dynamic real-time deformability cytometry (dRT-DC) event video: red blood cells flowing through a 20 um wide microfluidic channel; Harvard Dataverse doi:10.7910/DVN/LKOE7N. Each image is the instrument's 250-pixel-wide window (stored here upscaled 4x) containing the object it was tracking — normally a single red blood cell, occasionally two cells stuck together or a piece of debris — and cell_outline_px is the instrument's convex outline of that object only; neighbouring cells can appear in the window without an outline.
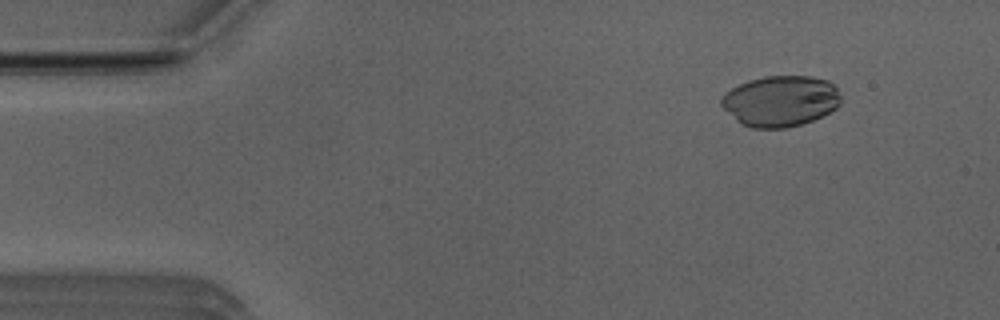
{"species": "Egyptian fruit bat (a non-hibernating species)", "species_latin": "Rousettus aegyptiacus", "temperature_condition": "room temperature", "stored_images_in_passage": 52, "camera_frame_rate_fps": 3000, "um_per_image_px": 0.085, "animal": {"sex": "male"}, "frame": {"image": 1, "passage_image": 6, "time_ms": 1.667, "image_size_px": [1000, 320], "cell_outline_px": [[840, 104], [836, 108], [812, 120], [800, 124], [784, 128], [752, 128], [736, 120], [720, 104], [720, 100], [732, 88], [748, 80], [764, 76], [812, 76], [828, 80], [836, 88], [840, 96]], "centroid_in_image_um": [66.35, 8.57], "position_along_channel_um": 18.7, "area_um2": 35.08}}